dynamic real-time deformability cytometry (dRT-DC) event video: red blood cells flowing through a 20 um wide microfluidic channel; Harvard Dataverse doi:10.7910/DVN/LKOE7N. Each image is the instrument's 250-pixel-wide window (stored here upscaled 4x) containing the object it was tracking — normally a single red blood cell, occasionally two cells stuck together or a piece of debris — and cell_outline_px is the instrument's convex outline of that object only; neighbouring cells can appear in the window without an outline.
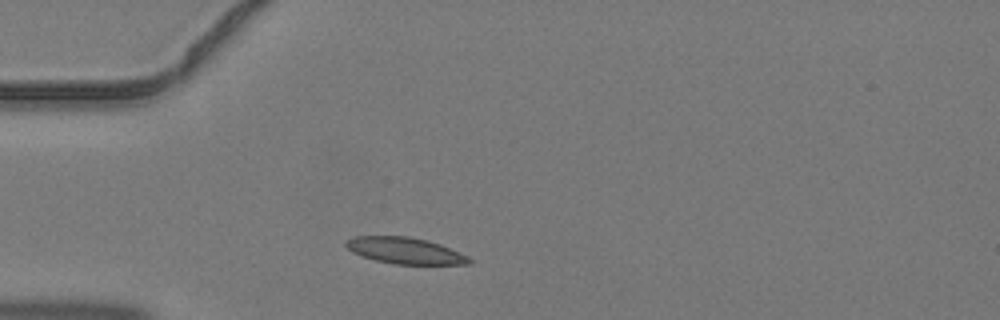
{"species": "common noctule bat (a hibernating species)", "species_latin": "Nyctalus noctula", "temperature_condition": "warm", "stored_images_in_passage": 1, "camera_frame_rate_fps": 3000, "um_per_image_px": 0.085, "animal": {"sex": "male", "body_mass_g": 19.2, "forearm_length_mm": 51.8}, "frame": {"image": 1, "passage_image": 1, "time_ms": 0.0, "image_size_px": [1000, 320], "cell_outline_px": [[472, 264], [392, 264], [360, 256], [352, 252], [344, 244], [344, 240], [352, 236], [408, 236], [428, 240], [440, 244], [468, 256], [472, 260]], "centroid_in_image_um": [34.39, 21.3], "position_along_channel_um": 50.6, "area_um2": 19.07}}